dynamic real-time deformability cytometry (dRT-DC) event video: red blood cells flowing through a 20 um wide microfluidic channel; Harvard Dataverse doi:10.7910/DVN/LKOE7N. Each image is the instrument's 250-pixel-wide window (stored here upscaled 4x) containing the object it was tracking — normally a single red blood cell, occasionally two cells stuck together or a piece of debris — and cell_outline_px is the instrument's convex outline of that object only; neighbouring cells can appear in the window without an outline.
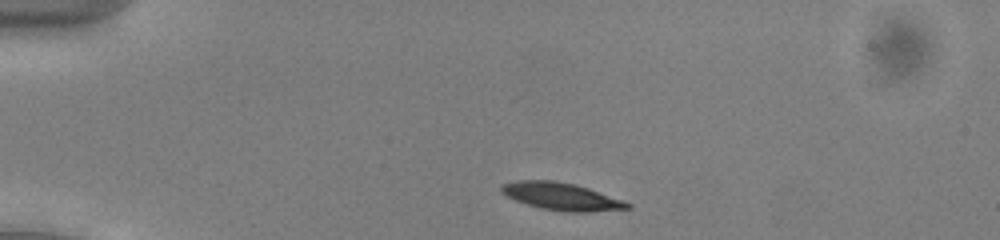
{"species": "common noctule bat (a hibernating species)", "species_latin": "Nyctalus noctula", "temperature_condition": "cold", "stored_images_in_passage": 43, "camera_frame_rate_fps": 3000, "um_per_image_px": 0.085, "animal": {"sex": "male", "body_mass_g": 13.0, "forearm_length_mm": 53.1}, "frame": {"image": 1, "passage_image": 2, "time_ms": 0.333, "image_size_px": [1000, 240], "cell_outline_px": [[632, 208], [588, 212], [568, 212], [540, 208], [516, 200], [500, 192], [500, 184], [516, 180], [552, 180], [576, 184], [624, 200], [632, 204]], "centroid_in_image_um": [47.73, 16.69], "position_along_channel_um": 37.3, "area_um2": 20.23}}
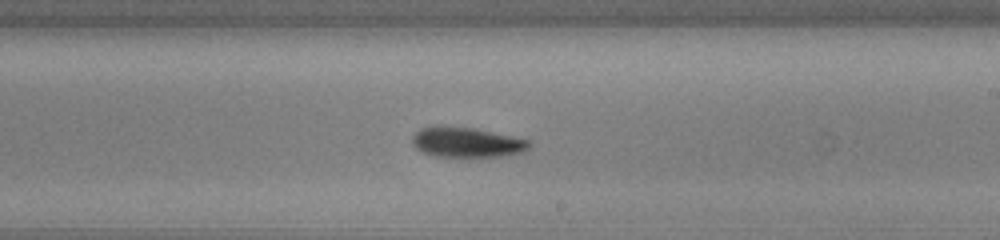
{"frame": {"image": 2, "passage_image": 22, "time_ms": 7.0, "image_size_px": [1000, 240], "cell_outline_px": [[532, 144], [524, 152], [500, 156], [460, 160], [436, 156], [420, 152], [412, 144], [412, 136], [420, 128], [472, 128], [532, 140]], "centroid_in_image_um": [39.71, 12.18], "position_along_channel_um": 249.3, "area_um2": 20.87}}
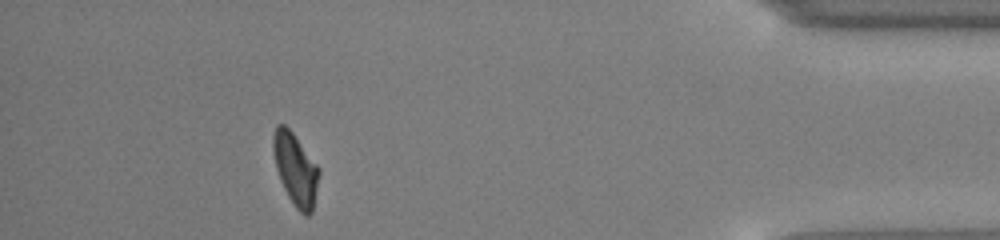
{"frame": {"image": 3, "passage_image": 38, "time_ms": 12.333, "image_size_px": [1000, 240], "cell_outline_px": [[320, 172], [312, 212], [308, 216], [304, 216], [296, 208], [288, 196], [280, 180], [276, 168], [272, 148], [272, 136], [276, 124], [284, 124], [292, 132], [320, 168]], "centroid_in_image_um": [25.11, 14.38], "position_along_channel_um": 410.1, "area_um2": 19.25}, "authors_computed_cell_mechanics": {"area_um2": 19.941, "velocity_mm_per_s": 3.93, "shape_relaxation_time_tau1_ms": 4.4185, "shape_relaxation_time_tau2_ms": 9.3575, "deformation_change_tau1": 0.1451, "deformation_change_tau2": 0.1968}}